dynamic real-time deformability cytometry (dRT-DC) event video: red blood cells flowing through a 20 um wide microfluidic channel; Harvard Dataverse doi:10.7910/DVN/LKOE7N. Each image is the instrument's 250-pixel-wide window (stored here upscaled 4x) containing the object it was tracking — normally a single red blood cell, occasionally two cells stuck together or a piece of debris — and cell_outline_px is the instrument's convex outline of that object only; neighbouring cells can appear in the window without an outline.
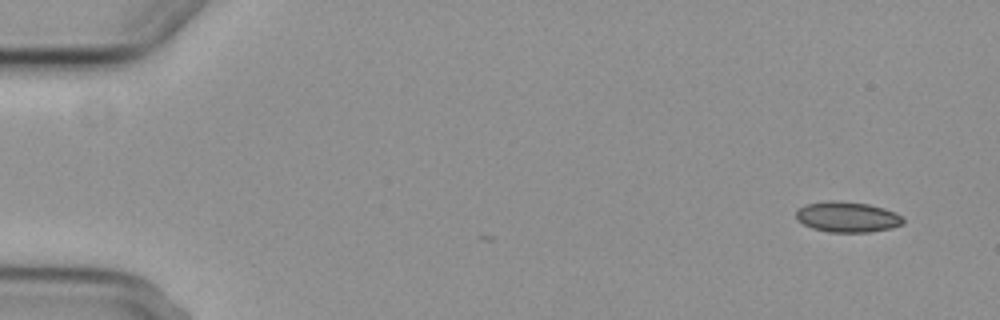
{"species": "common noctule bat (a hibernating species)", "species_latin": "Nyctalus noctula", "temperature_condition": "cold", "stored_images_in_passage": 2, "camera_frame_rate_fps": 3000, "um_per_image_px": 0.085, "animal": {"sex": "female", "body_mass_g": 29.2, "forearm_length_mm": 56.3}, "frame": {"image": 1, "passage_image": 2, "time_ms": 1.0, "image_size_px": [1000, 320], "cell_outline_px": [[904, 224], [892, 228], [868, 232], [828, 232], [812, 228], [796, 220], [796, 212], [804, 204], [828, 200], [832, 200], [868, 204], [884, 208], [896, 212], [904, 220]], "centroid_in_image_um": [72.02, 18.44], "position_along_channel_um": 13.0, "area_um2": 19.13}}